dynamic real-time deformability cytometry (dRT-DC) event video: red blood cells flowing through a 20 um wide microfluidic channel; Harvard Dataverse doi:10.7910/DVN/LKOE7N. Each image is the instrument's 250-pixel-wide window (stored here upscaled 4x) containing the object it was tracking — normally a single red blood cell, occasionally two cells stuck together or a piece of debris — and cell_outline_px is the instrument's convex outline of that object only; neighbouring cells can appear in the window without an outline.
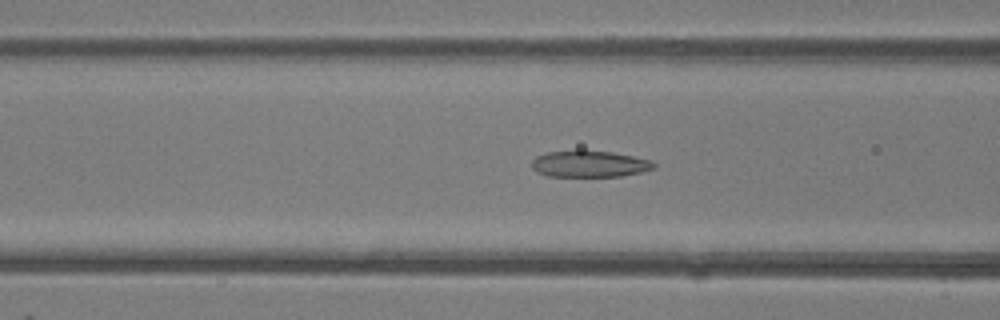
{"species": "common noctule bat (a hibernating species)", "species_latin": "Nyctalus noctula", "temperature_condition": "room temperature", "stored_images_in_passage": 47, "camera_frame_rate_fps": 3000, "um_per_image_px": 0.085, "animal": {"sex": "female"}, "frame": {"image": 1, "passage_image": 18, "time_ms": 5.667, "image_size_px": [1000, 320], "cell_outline_px": [[656, 168], [640, 172], [620, 176], [548, 176], [536, 172], [532, 168], [532, 160], [536, 156], [548, 152], [580, 148], [612, 152], [632, 156], [648, 160], [656, 164]], "centroid_in_image_um": [50.06, 13.9], "position_along_channel_um": 116.5, "area_um2": 19.19}}
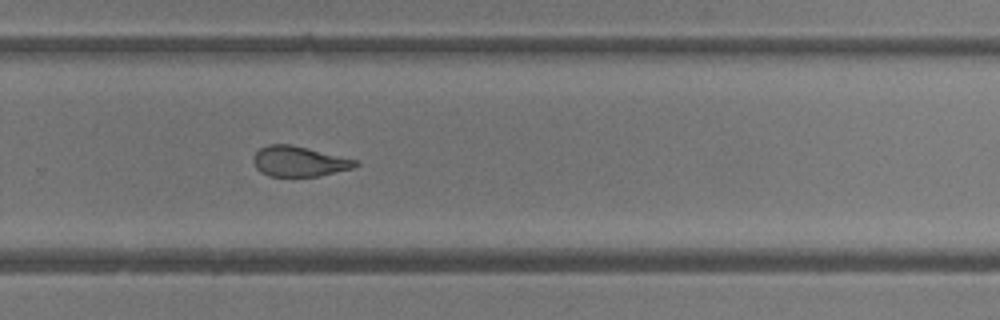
{"frame": {"image": 2, "passage_image": 31, "time_ms": 10.0, "image_size_px": [1000, 320], "cell_outline_px": [[360, 164], [356, 168], [320, 176], [268, 176], [260, 172], [256, 168], [252, 160], [252, 156], [260, 148], [268, 144], [292, 144], [360, 160]], "centroid_in_image_um": [25.47, 13.71], "position_along_channel_um": 304.3, "area_um2": 18.5}}
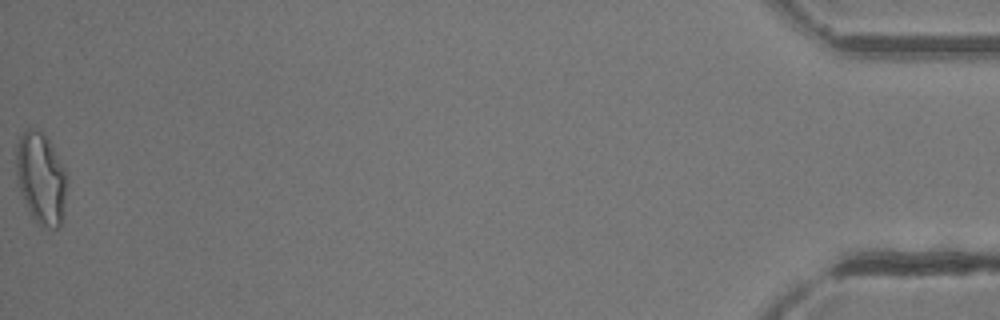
{"frame": {"image": 3, "passage_image": 47, "time_ms": 15.333, "image_size_px": [1000, 320], "cell_outline_px": [[64, 196], [60, 224], [56, 228], [48, 228], [40, 224], [32, 216], [20, 192], [16, 180], [16, 144], [20, 136], [28, 128], [36, 128], [44, 132], [64, 168]], "centroid_in_image_um": [3.42, 15.08], "position_along_channel_um": 431.8, "area_um2": 26.36}, "authors_computed_cell_mechanics": {"area_um2": 20.808, "velocity_mm_per_s": 4.3406, "shape_relaxation_time_tau1_ms": null, "shape_relaxation_time_tau2_ms": 1.2278, "deformation_change_tau1": null, "deformation_change_tau2": 0.0889}}